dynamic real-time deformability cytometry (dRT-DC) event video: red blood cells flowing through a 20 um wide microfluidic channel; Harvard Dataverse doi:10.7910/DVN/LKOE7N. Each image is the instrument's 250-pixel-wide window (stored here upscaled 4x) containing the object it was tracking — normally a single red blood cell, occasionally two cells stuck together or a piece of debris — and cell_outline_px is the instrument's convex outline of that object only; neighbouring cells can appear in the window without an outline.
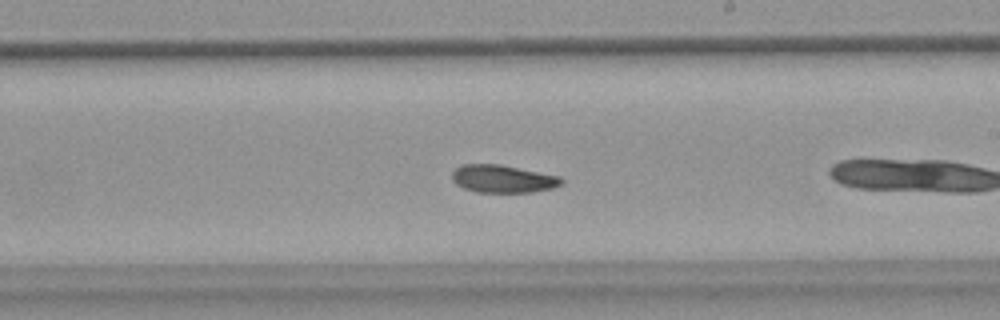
{"species": "common noctule bat (a hibernating species)", "species_latin": "Nyctalus noctula", "temperature_condition": "warm", "stored_images_in_passage": 28, "camera_frame_rate_fps": 3000, "um_per_image_px": 0.085, "animal": {"sex": "female", "body_mass_g": 18.4}, "frame": {"image": 1, "passage_image": 16, "time_ms": 5.0, "image_size_px": [1000, 320], "cell_outline_px": [[564, 180], [560, 184], [552, 188], [532, 192], [476, 192], [464, 188], [456, 184], [452, 180], [452, 172], [460, 164], [500, 164], [560, 176]], "centroid_in_image_um": [42.72, 15.19], "position_along_channel_um": 246.3, "area_um2": 17.69}, "authors_computed_cell_mechanics": {"area_um2": 18.2648, "velocity_mm_per_s": 3.6838, "shape_relaxation_time_tau1_ms": 4.5815, "shape_relaxation_time_tau2_ms": 6.4806, "deformation_change_tau1": 0.1025, "deformation_change_tau2": 0.121}}